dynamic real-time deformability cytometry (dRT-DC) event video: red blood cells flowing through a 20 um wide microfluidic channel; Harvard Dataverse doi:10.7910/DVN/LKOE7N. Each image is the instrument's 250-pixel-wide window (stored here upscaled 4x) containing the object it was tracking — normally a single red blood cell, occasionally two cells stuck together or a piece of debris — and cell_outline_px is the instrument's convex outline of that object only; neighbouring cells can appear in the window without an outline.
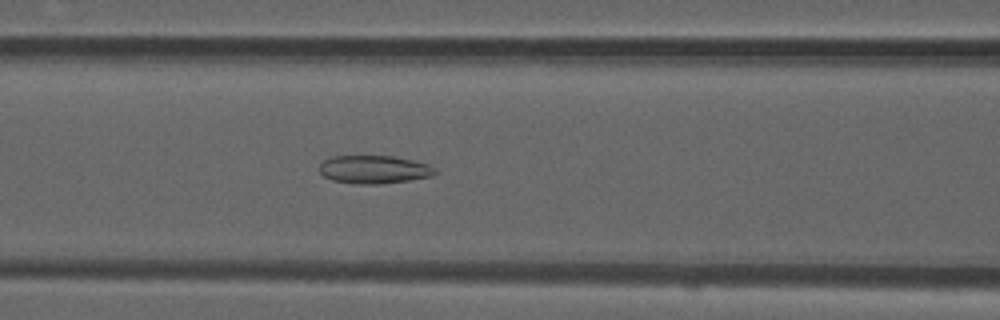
{"species": "common noctule bat (a hibernating species)", "species_latin": "Nyctalus noctula", "temperature_condition": "room temperature", "stored_images_in_passage": 51, "camera_frame_rate_fps": 3000, "um_per_image_px": 0.085, "animal": {"sex": "male", "forearm_length_mm": 52.5}, "frame": {"image": 1, "passage_image": 21, "time_ms": 6.667, "image_size_px": [1000, 320], "cell_outline_px": [[436, 172], [432, 176], [408, 180], [380, 184], [352, 184], [332, 180], [324, 176], [320, 172], [320, 164], [324, 160], [332, 156], [392, 156], [412, 160], [428, 164], [436, 168]], "centroid_in_image_um": [31.78, 14.41], "position_along_channel_um": 134.8, "area_um2": 18.96}}
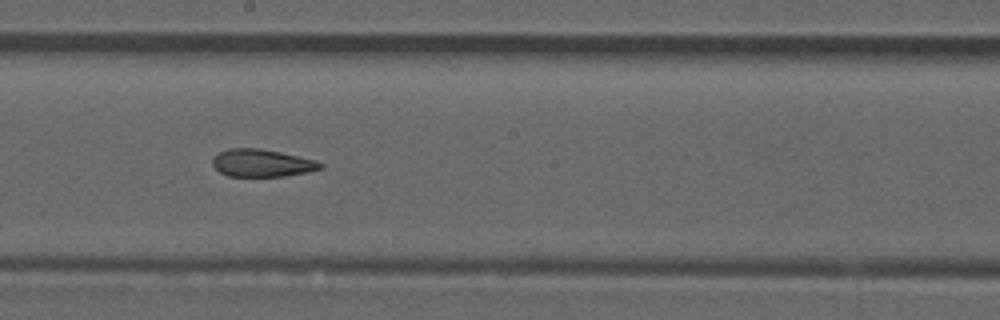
{"frame": {"image": 2, "passage_image": 28, "time_ms": 9.0, "image_size_px": [1000, 320], "cell_outline_px": [[324, 168], [308, 172], [284, 176], [228, 176], [220, 172], [212, 164], [212, 160], [220, 152], [228, 148], [260, 148], [280, 152], [316, 160], [324, 164]], "centroid_in_image_um": [22.3, 13.86], "position_along_channel_um": 225.9, "area_um2": 17.28}}
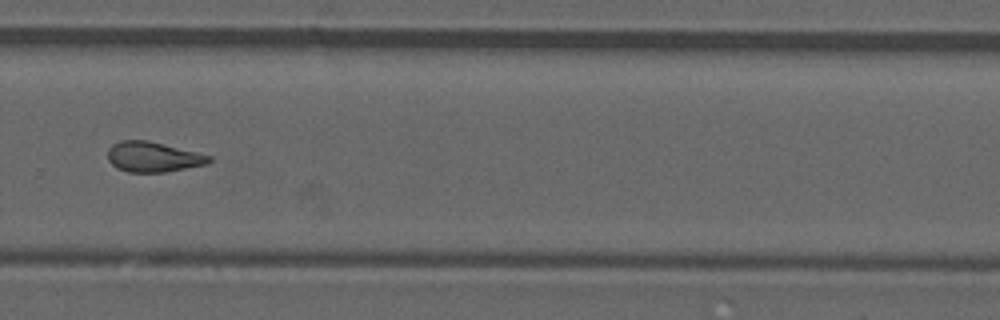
{"frame": {"image": 3, "passage_image": 35, "time_ms": 11.333, "image_size_px": [1000, 320], "cell_outline_px": [[212, 160], [208, 164], [164, 172], [128, 172], [116, 168], [108, 160], [108, 148], [112, 144], [120, 140], [148, 140], [212, 156]], "centroid_in_image_um": [13.0, 13.33], "position_along_channel_um": 316.8, "area_um2": 17.86}, "authors_computed_cell_mechanics": {"area_um2": 18.2648, "velocity_mm_per_s": 3.9156, "shape_relaxation_time_tau1_ms": null, "shape_relaxation_time_tau2_ms": 2.2918, "deformation_change_tau1": null, "deformation_change_tau2": 0.1001}}